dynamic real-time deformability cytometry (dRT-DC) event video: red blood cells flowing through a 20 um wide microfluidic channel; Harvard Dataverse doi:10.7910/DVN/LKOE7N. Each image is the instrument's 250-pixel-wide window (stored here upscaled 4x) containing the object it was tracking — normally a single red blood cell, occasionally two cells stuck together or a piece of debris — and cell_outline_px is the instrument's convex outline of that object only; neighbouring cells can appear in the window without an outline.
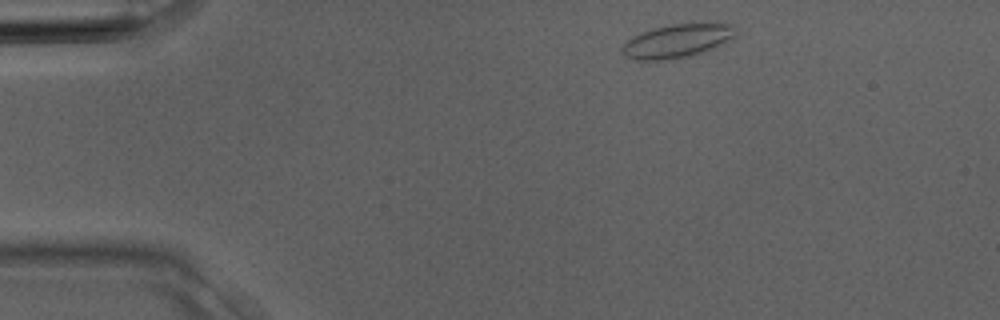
{"species": "Egyptian fruit bat (a non-hibernating species)", "species_latin": "Rousettus aegyptiacus", "temperature_condition": "room temperature", "stored_images_in_passage": 4, "camera_frame_rate_fps": 3000, "um_per_image_px": 0.085, "animal": {"sex": "male"}, "frame": {"image": 1, "passage_image": 4, "time_ms": 1.0, "image_size_px": [1000, 320], "cell_outline_px": [[736, 36], [712, 48], [688, 56], [660, 60], [636, 60], [624, 56], [620, 52], [620, 48], [632, 36], [640, 32], [652, 28], [672, 24], [736, 24]], "centroid_in_image_um": [57.5, 3.47], "position_along_channel_um": 27.5, "area_um2": 21.96}}